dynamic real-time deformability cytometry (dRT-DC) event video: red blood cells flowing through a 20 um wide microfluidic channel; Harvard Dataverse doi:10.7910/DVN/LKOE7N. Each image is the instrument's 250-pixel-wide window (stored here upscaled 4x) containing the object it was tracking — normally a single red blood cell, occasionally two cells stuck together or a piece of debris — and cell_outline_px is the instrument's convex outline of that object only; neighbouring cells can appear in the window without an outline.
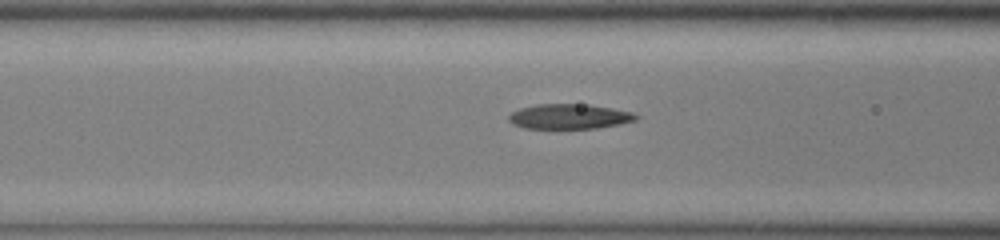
{"species": "common noctule bat (a hibernating species)", "species_latin": "Nyctalus noctula", "temperature_condition": "cold", "stored_images_in_passage": 28, "camera_frame_rate_fps": 3000, "um_per_image_px": 0.085, "animal": {"sex": "male", "body_mass_g": 13.0, "forearm_length_mm": 53.1}, "frame": {"image": 1, "passage_image": 9, "time_ms": 2.667, "image_size_px": [1000, 240], "cell_outline_px": [[640, 116], [636, 120], [620, 124], [596, 128], [524, 128], [512, 124], [508, 120], [508, 116], [512, 112], [520, 108], [536, 104], [588, 104], [612, 108], [632, 112]], "centroid_in_image_um": [48.39, 9.9], "position_along_channel_um": 118.2, "area_um2": 18.55}}
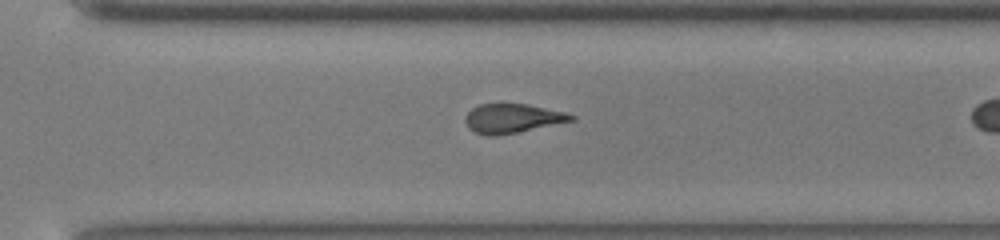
{"frame": {"image": 2, "passage_image": 24, "time_ms": 7.667, "image_size_px": [1000, 240], "cell_outline_px": [[576, 120], [496, 136], [488, 136], [472, 132], [468, 128], [464, 120], [468, 112], [472, 108], [480, 104], [528, 104], [564, 112], [576, 116]], "centroid_in_image_um": [43.53, 10.07], "position_along_channel_um": 327.1, "area_um2": 17.98}}